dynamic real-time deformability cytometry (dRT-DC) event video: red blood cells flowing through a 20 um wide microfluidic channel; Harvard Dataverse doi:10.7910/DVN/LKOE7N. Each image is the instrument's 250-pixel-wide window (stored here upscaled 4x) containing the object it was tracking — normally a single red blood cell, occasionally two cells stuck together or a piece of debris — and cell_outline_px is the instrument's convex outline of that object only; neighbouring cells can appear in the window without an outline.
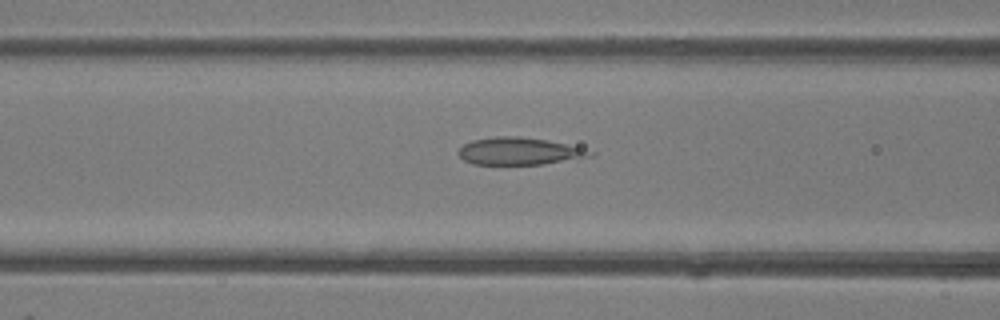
{"species": "common noctule bat (a hibernating species)", "species_latin": "Nyctalus noctula", "temperature_condition": "room temperature", "stored_images_in_passage": 36, "camera_frame_rate_fps": 3000, "um_per_image_px": 0.085, "animal": {"sex": "female"}, "frame": {"image": 1, "passage_image": 8, "time_ms": 2.333, "image_size_px": [1000, 320], "cell_outline_px": [[596, 156], [544, 164], [472, 164], [464, 160], [456, 152], [464, 144], [472, 140], [496, 136], [520, 136], [548, 140], [596, 152]], "centroid_in_image_um": [44.14, 12.85], "position_along_channel_um": 122.5, "area_um2": 20.98}}
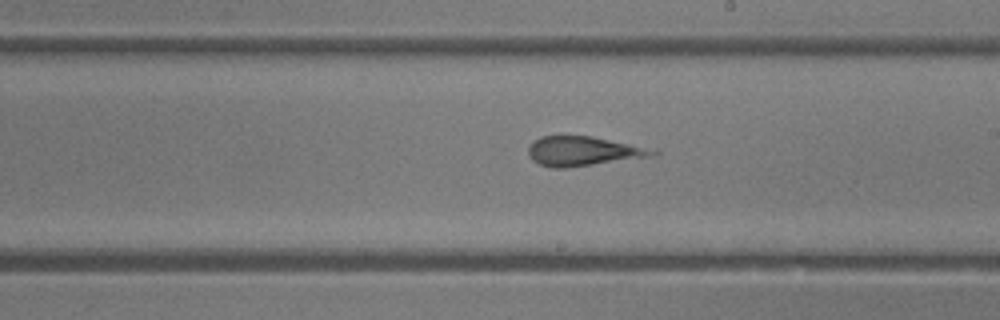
{"frame": {"image": 2, "passage_image": 16, "time_ms": 5.0, "image_size_px": [1000, 320], "cell_outline_px": [[660, 152], [648, 156], [564, 168], [552, 168], [540, 164], [532, 160], [528, 156], [528, 148], [540, 136], [560, 132], [592, 136], [656, 148]], "centroid_in_image_um": [49.52, 12.79], "position_along_channel_um": 239.5, "area_um2": 21.91}}
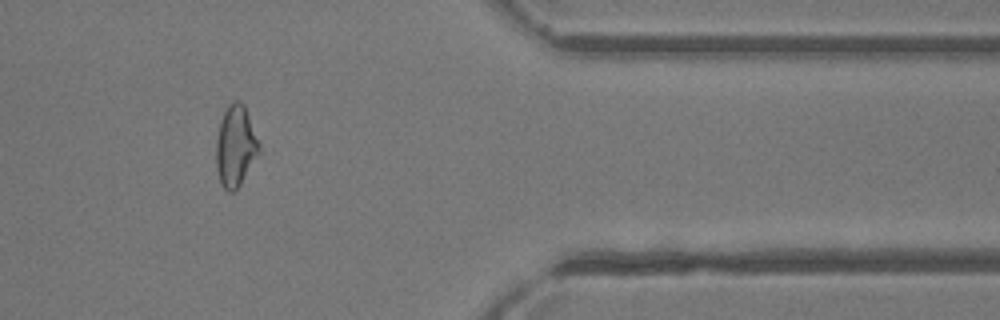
{"frame": {"image": 3, "passage_image": 28, "time_ms": 9.0, "image_size_px": [1000, 320], "cell_outline_px": [[260, 152], [236, 192], [228, 192], [224, 188], [220, 180], [216, 168], [216, 140], [220, 120], [228, 104], [232, 100], [240, 100], [244, 104], [260, 144]], "centroid_in_image_um": [20.02, 12.41], "position_along_channel_um": 391.4, "area_um2": 20.52}}